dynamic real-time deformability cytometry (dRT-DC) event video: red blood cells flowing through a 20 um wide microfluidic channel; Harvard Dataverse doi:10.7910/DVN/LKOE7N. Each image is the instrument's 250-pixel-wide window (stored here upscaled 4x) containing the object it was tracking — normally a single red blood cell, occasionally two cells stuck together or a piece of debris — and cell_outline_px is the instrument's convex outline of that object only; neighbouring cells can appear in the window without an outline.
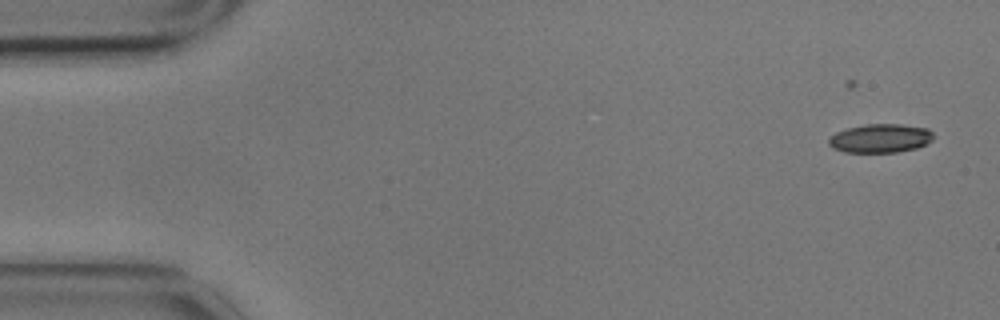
{"species": "common noctule bat (a hibernating species)", "species_latin": "Nyctalus noctula", "temperature_condition": "cold", "stored_images_in_passage": 5, "camera_frame_rate_fps": 3000, "um_per_image_px": 0.085, "animal": {"sex": "male", "body_mass_g": 17.9}, "frame": {"image": 1, "passage_image": 2, "time_ms": 0.333, "image_size_px": [1000, 320], "cell_outline_px": [[936, 136], [932, 140], [916, 148], [896, 152], [844, 152], [832, 148], [828, 144], [828, 140], [836, 132], [848, 128], [864, 124], [900, 124], [928, 128]], "centroid_in_image_um": [74.84, 11.75], "position_along_channel_um": 10.2, "area_um2": 17.57}}